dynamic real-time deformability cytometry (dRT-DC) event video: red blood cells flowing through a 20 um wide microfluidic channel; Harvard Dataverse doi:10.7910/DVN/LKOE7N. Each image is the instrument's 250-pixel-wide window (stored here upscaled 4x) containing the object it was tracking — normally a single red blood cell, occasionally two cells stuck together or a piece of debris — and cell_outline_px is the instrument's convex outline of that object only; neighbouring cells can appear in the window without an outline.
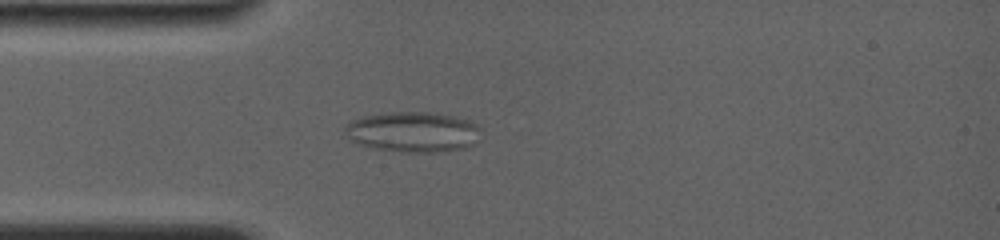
{"species": "common noctule bat (a hibernating species)", "species_latin": "Nyctalus noctula", "temperature_condition": "room temperature", "stored_images_in_passage": 37, "camera_frame_rate_fps": 4000, "um_per_image_px": 0.085, "animal": {"sex": "female", "body_mass_g": 19.0, "forearm_length_mm": 56.7}, "frame": {"image": 1, "passage_image": 12, "time_ms": 4.5, "image_size_px": [1000, 240], "cell_outline_px": [[480, 128], [472, 144], [464, 148], [440, 152], [404, 152], [376, 148], [360, 144], [348, 140], [344, 132], [344, 128], [352, 120], [364, 116], [392, 112], [428, 112], [452, 116], [468, 120], [480, 124]], "centroid_in_image_um": [35.07, 11.21], "position_along_channel_um": 49.9, "area_um2": 31.73}}
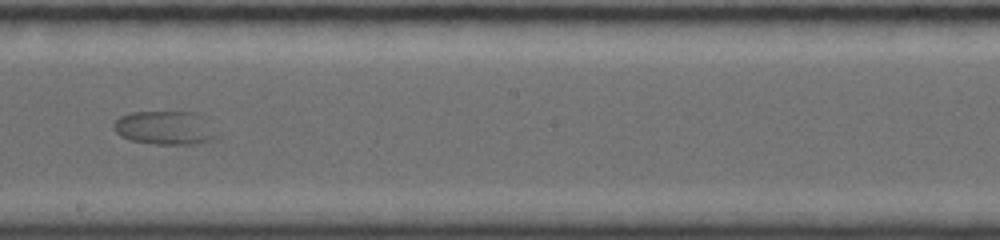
{"frame": {"image": 2, "passage_image": 23, "time_ms": 9.75, "image_size_px": [1000, 240], "cell_outline_px": [[220, 136], [212, 140], [192, 144], [156, 144], [132, 140], [120, 136], [116, 132], [112, 124], [120, 116], [132, 112], [196, 112]], "centroid_in_image_um": [14.0, 10.87], "position_along_channel_um": 234.2, "area_um2": 20.0}}
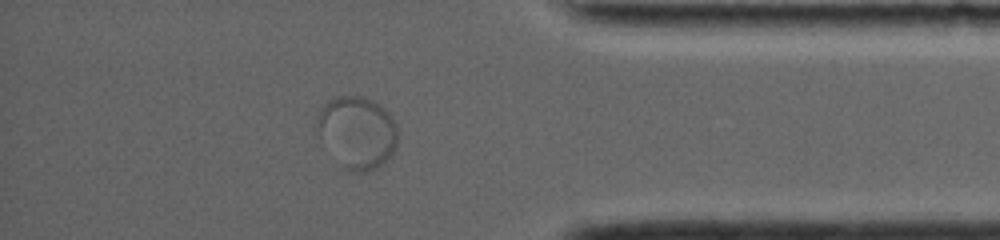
{"frame": {"image": 3, "passage_image": 33, "time_ms": 14.75, "image_size_px": [1000, 240], "cell_outline_px": [[396, 148], [384, 164], [364, 172], [356, 172], [344, 168], [316, 136], [316, 120], [324, 104], [332, 96], [364, 96], [372, 100], [384, 108], [392, 116], [396, 124]], "centroid_in_image_um": [30.33, 11.23], "position_along_channel_um": 404.9, "area_um2": 34.16}}